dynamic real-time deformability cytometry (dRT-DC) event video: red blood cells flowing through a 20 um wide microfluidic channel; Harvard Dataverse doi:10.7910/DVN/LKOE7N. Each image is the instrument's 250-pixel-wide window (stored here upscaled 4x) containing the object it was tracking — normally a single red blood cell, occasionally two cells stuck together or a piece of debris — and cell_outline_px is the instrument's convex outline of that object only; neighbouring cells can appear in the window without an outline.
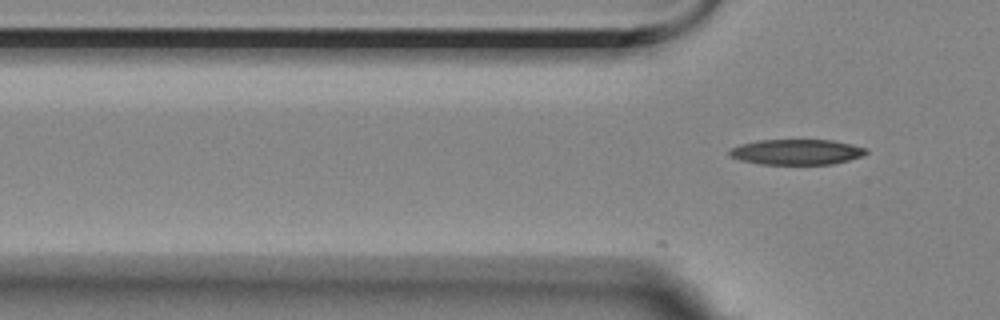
{"species": "Egyptian fruit bat (a non-hibernating species)", "species_latin": "Rousettus aegyptiacus", "temperature_condition": "room temperature", "stored_images_in_passage": 3, "camera_frame_rate_fps": 3000, "um_per_image_px": 0.085, "animal": {"sex": "female"}, "frame": {"image": 1, "passage_image": 3, "time_ms": 0.667, "image_size_px": [1000, 320], "cell_outline_px": [[868, 152], [864, 156], [832, 164], [760, 164], [740, 160], [732, 156], [728, 152], [732, 148], [740, 144], [756, 140], [832, 140], [852, 144], [868, 148]], "centroid_in_image_um": [67.75, 12.91], "position_along_channel_um": 58.0, "area_um2": 20.29}}